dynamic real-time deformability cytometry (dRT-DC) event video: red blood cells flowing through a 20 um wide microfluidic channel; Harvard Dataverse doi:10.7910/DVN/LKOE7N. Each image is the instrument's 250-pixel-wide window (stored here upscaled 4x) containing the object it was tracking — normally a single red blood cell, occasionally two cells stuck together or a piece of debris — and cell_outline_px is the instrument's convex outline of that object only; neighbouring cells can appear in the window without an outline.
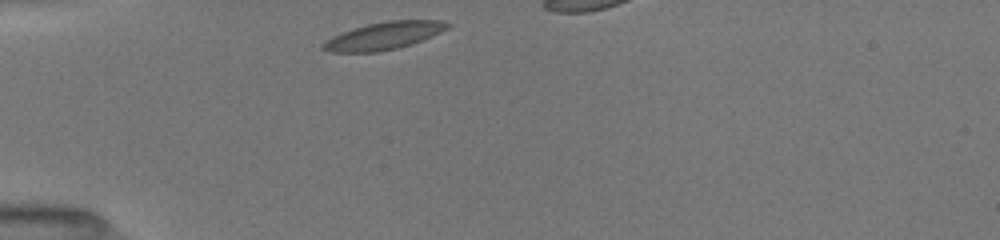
{"species": "common noctule bat (a hibernating species)", "species_latin": "Nyctalus noctula", "temperature_condition": "room temperature", "stored_images_in_passage": 10, "camera_frame_rate_fps": 3000, "um_per_image_px": 0.085, "animal": {"sex": "female", "body_mass_g": 19.5, "forearm_length_mm": 54.1}, "frame": {"image": 1, "passage_image": 1, "time_ms": 0.0, "image_size_px": [1000, 240], "cell_outline_px": [[452, 24], [448, 28], [432, 36], [412, 44], [380, 52], [328, 52], [320, 48], [320, 44], [324, 40], [332, 36], [352, 28], [368, 24], [388, 20], [444, 20]], "centroid_in_image_um": [32.59, 3.04], "position_along_channel_um": 52.4, "area_um2": 20.17}}
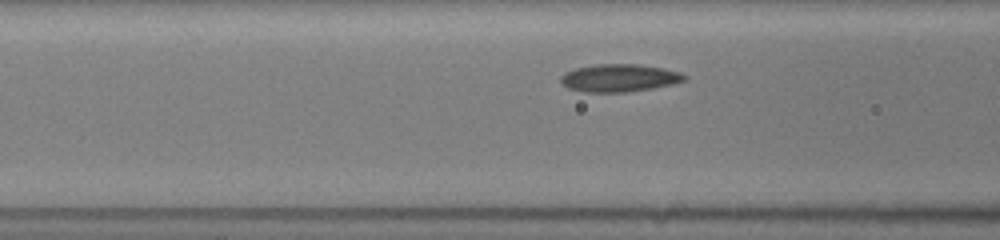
{"frame": {"image": 2, "passage_image": 7, "time_ms": 2.0, "image_size_px": [1000, 240], "cell_outline_px": [[688, 80], [672, 84], [652, 88], [628, 92], [584, 92], [568, 88], [560, 84], [560, 76], [564, 72], [576, 68], [596, 64], [636, 64], [660, 68], [680, 72], [688, 76]], "centroid_in_image_um": [52.61, 6.63], "position_along_channel_um": 114.0, "area_um2": 20.06}}